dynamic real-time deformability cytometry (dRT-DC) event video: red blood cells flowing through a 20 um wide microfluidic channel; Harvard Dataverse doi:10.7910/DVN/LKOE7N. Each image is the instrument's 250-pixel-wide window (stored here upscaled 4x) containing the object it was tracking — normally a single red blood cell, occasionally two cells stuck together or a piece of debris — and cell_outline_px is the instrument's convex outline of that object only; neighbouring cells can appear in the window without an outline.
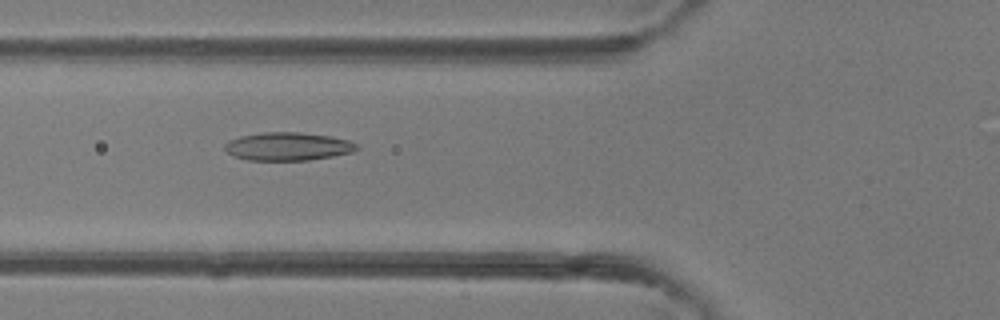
{"species": "common noctule bat (a hibernating species)", "species_latin": "Nyctalus noctula", "temperature_condition": "room temperature", "stored_images_in_passage": 34, "camera_frame_rate_fps": 3000, "um_per_image_px": 0.085, "animal": {"sex": "female"}, "frame": {"image": 1, "passage_image": 8, "time_ms": 2.333, "image_size_px": [1000, 320], "cell_outline_px": [[360, 148], [352, 152], [332, 156], [308, 160], [248, 160], [232, 156], [224, 148], [224, 144], [228, 140], [240, 136], [264, 132], [300, 132], [332, 136], [348, 140], [360, 144]], "centroid_in_image_um": [24.48, 12.44], "position_along_channel_um": 101.3, "area_um2": 21.85}}
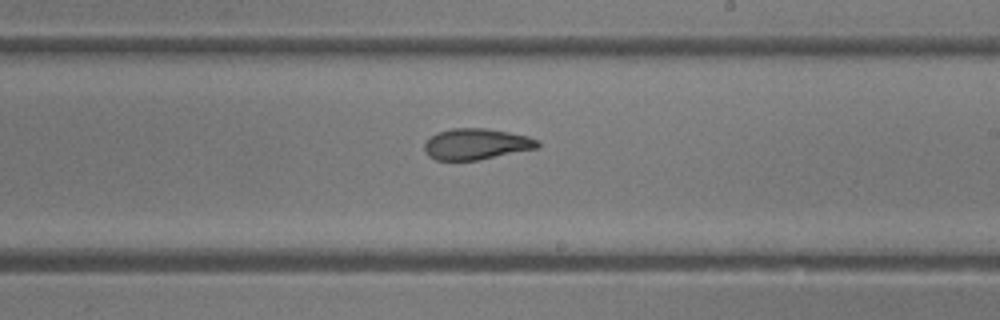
{"frame": {"image": 2, "passage_image": 17, "time_ms": 5.333, "image_size_px": [1000, 320], "cell_outline_px": [[540, 148], [480, 160], [436, 160], [428, 156], [424, 148], [424, 144], [436, 132], [452, 128], [488, 128], [528, 136], [540, 140]], "centroid_in_image_um": [40.53, 12.25], "position_along_channel_um": 248.5, "area_um2": 20.75}}
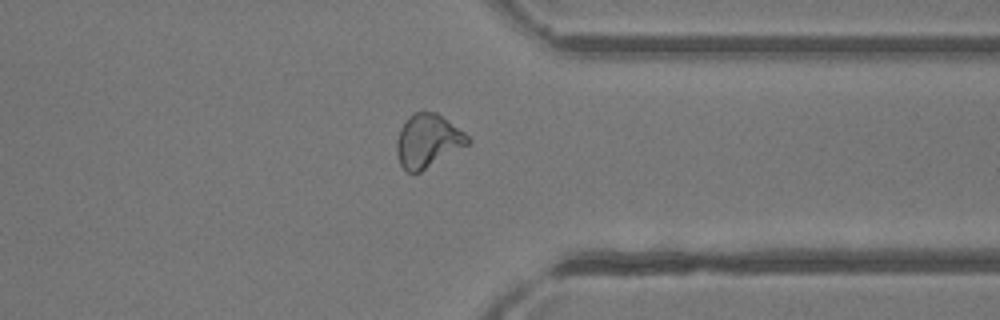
{"frame": {"image": 3, "passage_image": 25, "time_ms": 8.0, "image_size_px": [1000, 320], "cell_outline_px": [[472, 140], [468, 144], [420, 172], [408, 172], [400, 164], [396, 152], [396, 140], [400, 128], [408, 116], [416, 112], [436, 112], [464, 132]], "centroid_in_image_um": [36.34, 11.96], "position_along_channel_um": 375.1, "area_um2": 21.85}}